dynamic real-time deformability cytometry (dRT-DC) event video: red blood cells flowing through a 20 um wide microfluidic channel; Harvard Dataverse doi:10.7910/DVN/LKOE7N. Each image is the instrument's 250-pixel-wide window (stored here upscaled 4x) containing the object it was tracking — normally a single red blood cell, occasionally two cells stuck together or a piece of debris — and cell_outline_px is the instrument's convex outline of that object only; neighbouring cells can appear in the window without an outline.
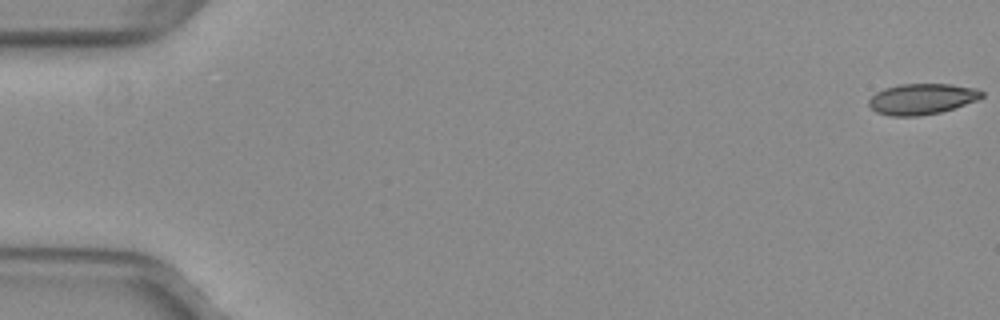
{"species": "common noctule bat (a hibernating species)", "species_latin": "Nyctalus noctula", "temperature_condition": "warm", "stored_images_in_passage": 19, "camera_frame_rate_fps": 3000, "um_per_image_px": 0.085, "animal": {"sex": "female", "body_mass_g": 29.2, "forearm_length_mm": 56.3}, "frame": {"image": 1, "passage_image": 1, "time_ms": 0.0, "image_size_px": [1000, 320], "cell_outline_px": [[984, 96], [976, 100], [940, 112], [916, 116], [892, 116], [876, 112], [868, 104], [868, 100], [876, 92], [884, 88], [900, 84], [952, 84], [976, 88], [984, 92]], "centroid_in_image_um": [78.35, 8.4], "position_along_channel_um": 6.7, "area_um2": 20.17}}